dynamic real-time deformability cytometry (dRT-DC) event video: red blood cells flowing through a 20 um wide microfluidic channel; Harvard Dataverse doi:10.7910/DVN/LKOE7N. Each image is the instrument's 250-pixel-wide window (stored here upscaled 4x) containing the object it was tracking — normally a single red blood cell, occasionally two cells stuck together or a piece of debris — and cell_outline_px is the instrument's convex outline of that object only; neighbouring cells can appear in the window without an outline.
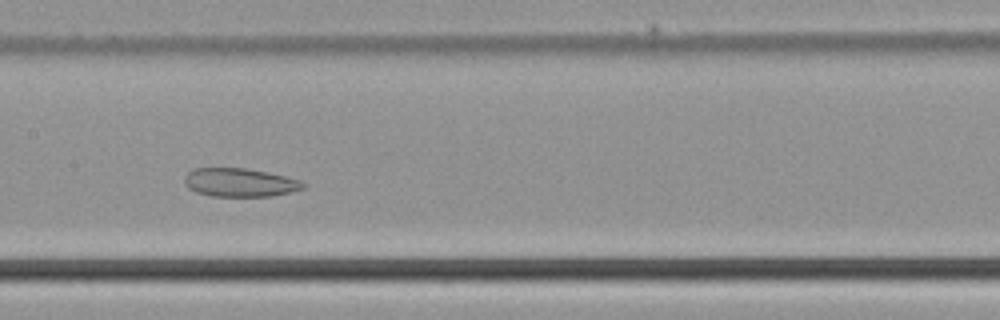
{"species": "common noctule bat (a hibernating species)", "species_latin": "Nyctalus noctula", "temperature_condition": "cold", "stored_images_in_passage": 47, "camera_frame_rate_fps": 3000, "um_per_image_px": 0.085, "animal": {"sex": "male", "body_mass_g": 21.5, "forearm_length_mm": 52.0}, "frame": {"image": 1, "passage_image": 21, "time_ms": 6.667, "image_size_px": [1000, 320], "cell_outline_px": [[304, 188], [272, 196], [212, 196], [196, 192], [188, 188], [184, 184], [184, 176], [192, 168], [244, 168], [268, 172], [300, 180], [304, 184]], "centroid_in_image_um": [20.33, 15.5], "position_along_channel_um": 187.1, "area_um2": 19.65}}
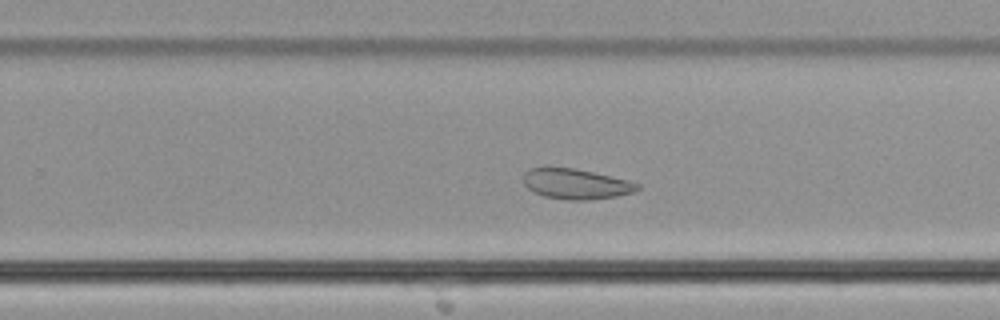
{"frame": {"image": 2, "passage_image": 28, "time_ms": 9.0, "image_size_px": [1000, 320], "cell_outline_px": [[640, 188], [632, 192], [616, 196], [588, 200], [564, 200], [544, 196], [532, 192], [524, 184], [524, 172], [528, 168], [548, 164], [572, 168], [592, 172], [628, 180], [640, 184]], "centroid_in_image_um": [48.86, 15.6], "position_along_channel_um": 280.9, "area_um2": 20.63}}
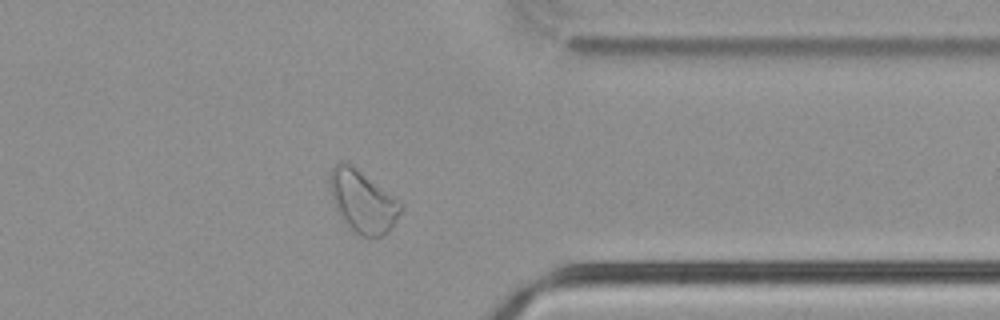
{"frame": {"image": 3, "passage_image": 36, "time_ms": 11.667, "image_size_px": [1000, 320], "cell_outline_px": [[404, 208], [388, 232], [380, 236], [360, 236], [344, 224], [336, 212], [332, 200], [328, 180], [332, 168], [340, 160], [348, 160], [404, 204]], "centroid_in_image_um": [30.8, 17.08], "position_along_channel_um": 380.6, "area_um2": 26.3}}